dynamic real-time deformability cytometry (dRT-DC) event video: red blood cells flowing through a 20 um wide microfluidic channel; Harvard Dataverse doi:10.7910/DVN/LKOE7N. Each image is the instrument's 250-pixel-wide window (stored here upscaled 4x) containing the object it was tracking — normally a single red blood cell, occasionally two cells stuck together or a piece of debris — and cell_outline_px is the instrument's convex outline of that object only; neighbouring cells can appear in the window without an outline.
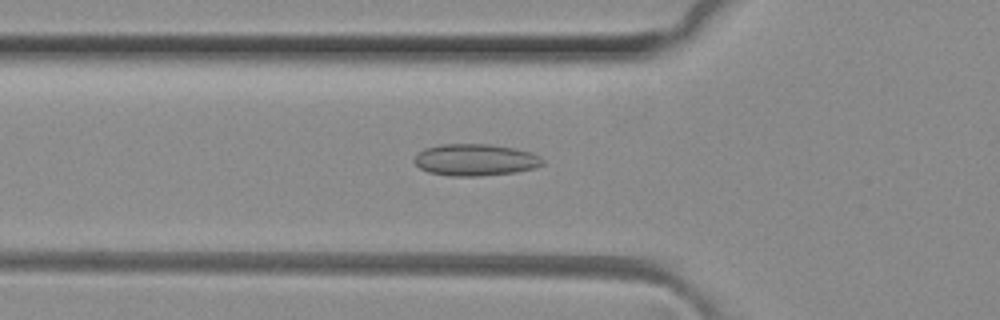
{"species": "common noctule bat (a hibernating species)", "species_latin": "Nyctalus noctula", "temperature_condition": "room temperature", "stored_images_in_passage": 36, "camera_frame_rate_fps": 3000, "um_per_image_px": 0.085, "animal": {"sex": "female", "body_mass_g": 29.2, "forearm_length_mm": 56.3}, "frame": {"image": 1, "passage_image": 8, "time_ms": 2.333, "image_size_px": [1000, 320], "cell_outline_px": [[544, 164], [536, 168], [516, 172], [480, 176], [448, 176], [428, 172], [420, 168], [412, 160], [416, 152], [424, 148], [440, 144], [492, 144], [532, 152], [540, 156], [544, 160]], "centroid_in_image_um": [40.38, 13.59], "position_along_channel_um": 85.4, "area_um2": 24.16}}
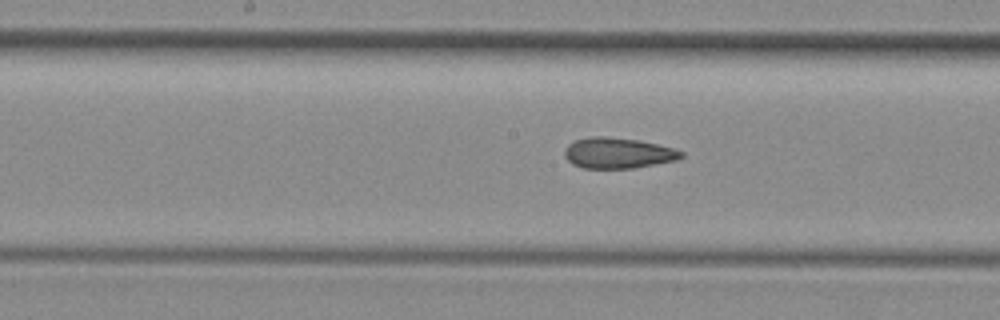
{"frame": {"image": 2, "passage_image": 16, "time_ms": 5.0, "image_size_px": [1000, 320], "cell_outline_px": [[684, 156], [676, 160], [636, 168], [584, 168], [572, 164], [564, 156], [564, 152], [568, 144], [576, 140], [592, 136], [608, 136], [640, 140], [676, 148], [684, 152]], "centroid_in_image_um": [52.56, 13.0], "position_along_channel_um": 195.6, "area_um2": 21.1}}
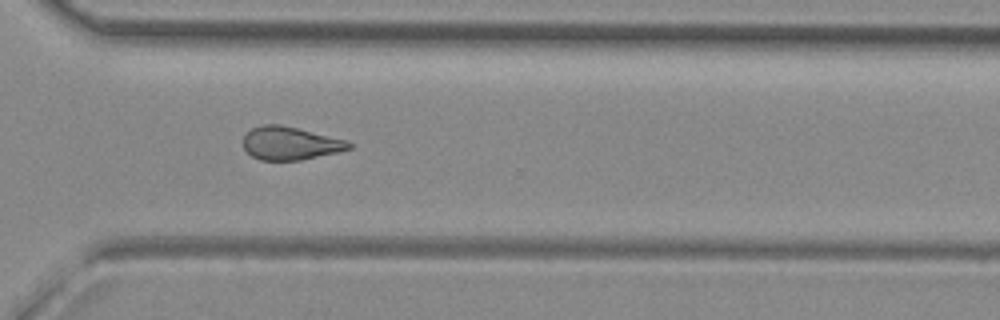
{"frame": {"image": 3, "passage_image": 27, "time_ms": 8.667, "image_size_px": [1000, 320], "cell_outline_px": [[352, 148], [336, 152], [300, 160], [260, 160], [252, 156], [244, 148], [244, 136], [252, 128], [264, 124], [280, 124], [348, 140], [352, 144]], "centroid_in_image_um": [24.67, 12.17], "position_along_channel_um": 345.9, "area_um2": 20.23}, "authors_computed_cell_mechanics": {"area_um2": 20.8947, "velocity_mm_per_s": 4.1106, "shape_relaxation_time_tau1_ms": null, "shape_relaxation_time_tau2_ms": 3.2878, "deformation_change_tau1": null, "deformation_change_tau2": 0.1172}}